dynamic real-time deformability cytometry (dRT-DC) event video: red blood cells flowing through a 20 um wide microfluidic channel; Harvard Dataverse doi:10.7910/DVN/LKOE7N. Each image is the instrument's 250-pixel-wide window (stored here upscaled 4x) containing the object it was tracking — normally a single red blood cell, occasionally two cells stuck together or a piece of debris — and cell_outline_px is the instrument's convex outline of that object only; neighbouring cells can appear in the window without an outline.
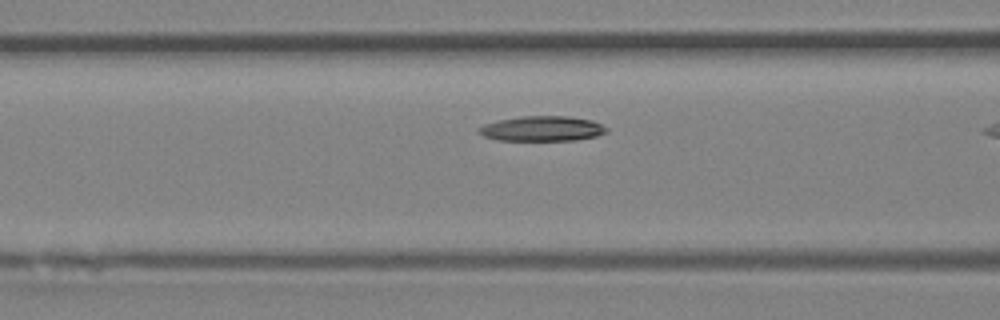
{"species": "Egyptian fruit bat (a non-hibernating species)", "species_latin": "Rousettus aegyptiacus", "temperature_condition": "room temperature", "stored_images_in_passage": 5, "camera_frame_rate_fps": 3000, "um_per_image_px": 0.085, "animal": {"sex": "female"}, "frame": {"image": 1, "passage_image": 4, "time_ms": 1.0, "image_size_px": [1000, 320], "cell_outline_px": [[608, 132], [596, 136], [572, 140], [496, 140], [484, 136], [476, 128], [484, 124], [500, 120], [520, 116], [568, 116], [592, 120], [608, 128]], "centroid_in_image_um": [46.08, 10.93], "position_along_channel_um": 120.5, "area_um2": 18.55}}